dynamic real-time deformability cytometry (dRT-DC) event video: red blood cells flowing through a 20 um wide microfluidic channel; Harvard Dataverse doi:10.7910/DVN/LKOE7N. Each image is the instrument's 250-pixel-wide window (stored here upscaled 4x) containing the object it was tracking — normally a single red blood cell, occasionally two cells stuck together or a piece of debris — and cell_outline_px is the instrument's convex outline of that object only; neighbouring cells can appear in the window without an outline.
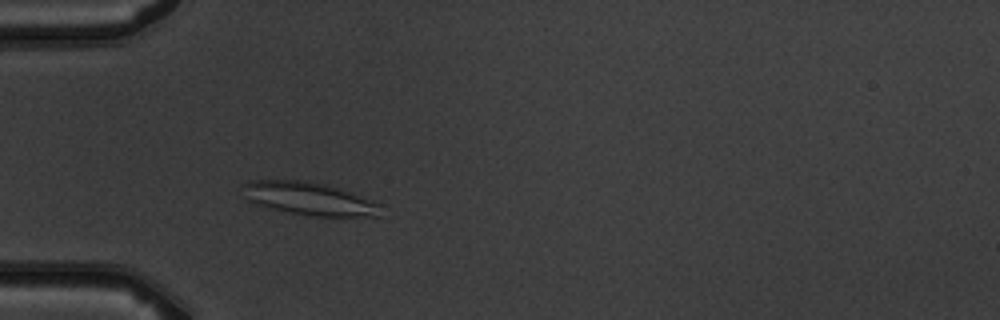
{"species": "common noctule bat (a hibernating species)", "species_latin": "Nyctalus noctula", "temperature_condition": "warm", "stored_images_in_passage": 3, "camera_frame_rate_fps": 3000, "um_per_image_px": 0.085, "animal": {"sex": "male", "body_mass_g": 19.5, "forearm_length_mm": 54.6}, "frame": {"image": 1, "passage_image": 3, "time_ms": 2.333, "image_size_px": [1000, 320], "cell_outline_px": [[380, 216], [312, 216], [292, 212], [260, 204], [248, 200], [244, 196], [240, 184], [248, 180], [304, 180], [324, 184], [372, 200], [380, 204]], "centroid_in_image_um": [26.24, 16.86], "position_along_channel_um": 58.8, "area_um2": 25.95}}